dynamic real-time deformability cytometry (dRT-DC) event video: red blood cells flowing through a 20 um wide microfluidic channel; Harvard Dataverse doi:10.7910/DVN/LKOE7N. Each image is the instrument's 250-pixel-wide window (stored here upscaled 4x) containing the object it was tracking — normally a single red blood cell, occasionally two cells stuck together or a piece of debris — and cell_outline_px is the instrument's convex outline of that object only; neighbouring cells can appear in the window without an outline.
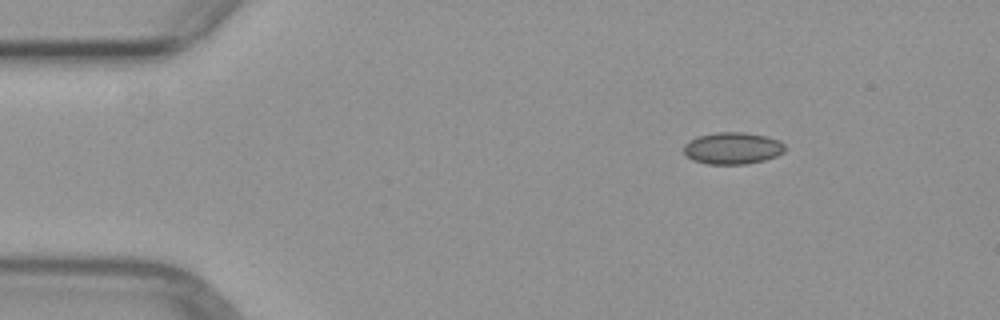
{"species": "common noctule bat (a hibernating species)", "species_latin": "Nyctalus noctula", "temperature_condition": "warm", "stored_images_in_passage": 3, "camera_frame_rate_fps": 3000, "um_per_image_px": 0.085, "animal": {"sex": "female", "body_mass_g": 29.2, "forearm_length_mm": 56.3}, "frame": {"image": 1, "passage_image": 1, "time_ms": 0.0, "image_size_px": [1000, 320], "cell_outline_px": [[784, 152], [776, 156], [764, 160], [744, 164], [708, 164], [692, 160], [684, 152], [684, 144], [688, 140], [696, 136], [716, 132], [744, 132], [768, 136], [780, 140], [784, 144]], "centroid_in_image_um": [62.26, 12.58], "position_along_channel_um": 22.7, "area_um2": 18.96}}